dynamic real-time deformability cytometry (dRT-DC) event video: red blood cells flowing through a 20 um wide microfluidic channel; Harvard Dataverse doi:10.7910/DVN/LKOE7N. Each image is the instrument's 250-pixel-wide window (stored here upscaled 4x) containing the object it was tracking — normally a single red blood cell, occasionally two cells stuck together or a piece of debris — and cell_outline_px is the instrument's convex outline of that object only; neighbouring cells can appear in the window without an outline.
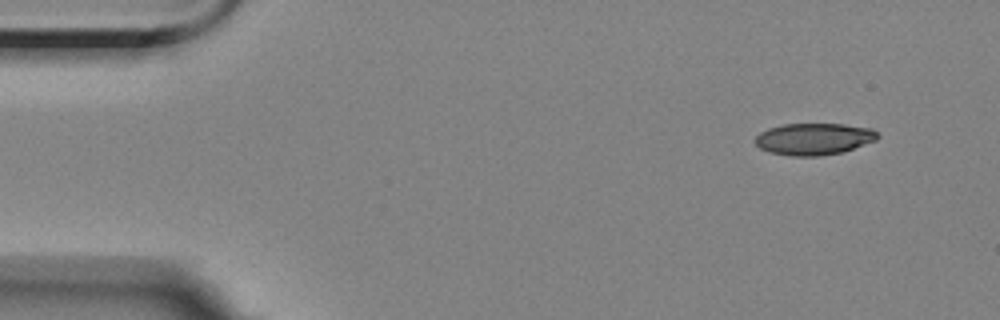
{"species": "Egyptian fruit bat (a non-hibernating species)", "species_latin": "Rousettus aegyptiacus", "temperature_condition": "room temperature", "stored_images_in_passage": 4, "camera_frame_rate_fps": 3000, "um_per_image_px": 0.085, "animal": {"sex": "female"}, "frame": {"image": 1, "passage_image": 1, "time_ms": 0.0, "image_size_px": [1000, 320], "cell_outline_px": [[880, 136], [876, 140], [844, 152], [820, 156], [792, 156], [768, 152], [760, 148], [752, 140], [760, 132], [768, 128], [784, 124], [844, 124], [872, 128]], "centroid_in_image_um": [69.17, 11.81], "position_along_channel_um": 15.8, "area_um2": 22.89}}
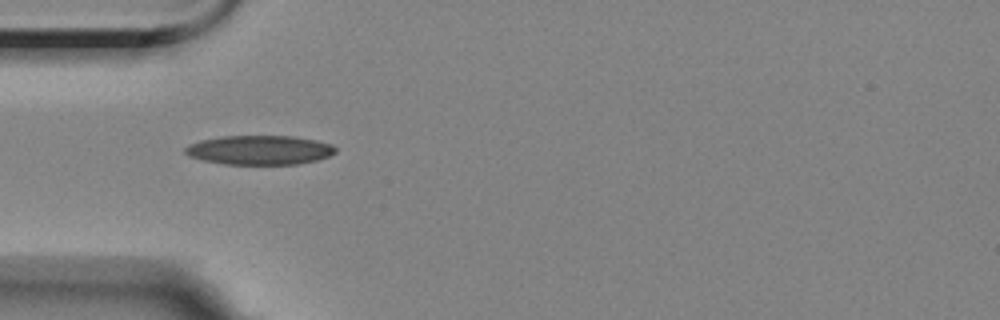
{"frame": {"image": 2, "passage_image": 4, "time_ms": 4.0, "image_size_px": [1000, 320], "cell_outline_px": [[336, 152], [328, 156], [316, 160], [296, 164], [224, 164], [200, 160], [188, 156], [184, 152], [184, 148], [188, 144], [200, 140], [220, 136], [292, 136], [316, 140], [332, 144], [336, 148]], "centroid_in_image_um": [22.01, 12.75], "position_along_channel_um": 63.0, "area_um2": 25.78}}